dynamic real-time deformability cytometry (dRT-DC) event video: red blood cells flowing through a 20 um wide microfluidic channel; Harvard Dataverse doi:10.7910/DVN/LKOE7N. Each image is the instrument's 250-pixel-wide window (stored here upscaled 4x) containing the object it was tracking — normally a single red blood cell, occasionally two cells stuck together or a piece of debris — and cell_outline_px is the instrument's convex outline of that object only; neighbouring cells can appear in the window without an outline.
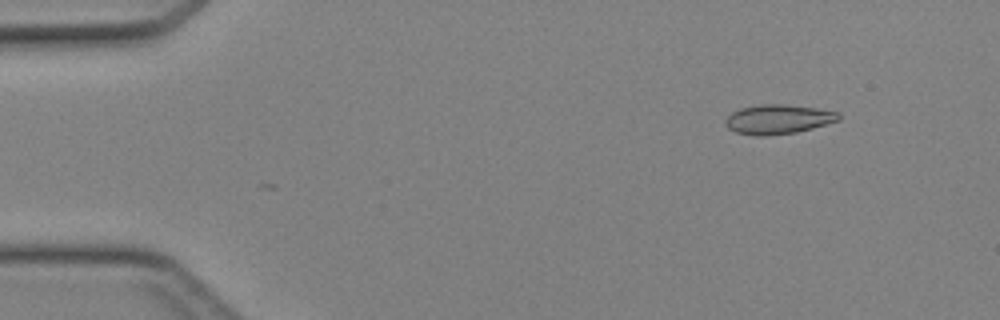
{"species": "Egyptian fruit bat (a non-hibernating species)", "species_latin": "Rousettus aegyptiacus", "temperature_condition": "cold", "stored_images_in_passage": 41, "camera_frame_rate_fps": 3000, "um_per_image_px": 0.085, "animal": {"sex": "female"}, "frame": {"image": 1, "passage_image": 1, "time_ms": 0.0, "image_size_px": [1000, 320], "cell_outline_px": [[840, 120], [812, 128], [796, 132], [768, 136], [756, 136], [736, 132], [728, 128], [724, 124], [724, 120], [732, 112], [740, 108], [760, 104], [784, 104], [816, 108], [840, 112]], "centroid_in_image_um": [66.13, 10.14], "position_along_channel_um": 18.9, "area_um2": 19.54}}
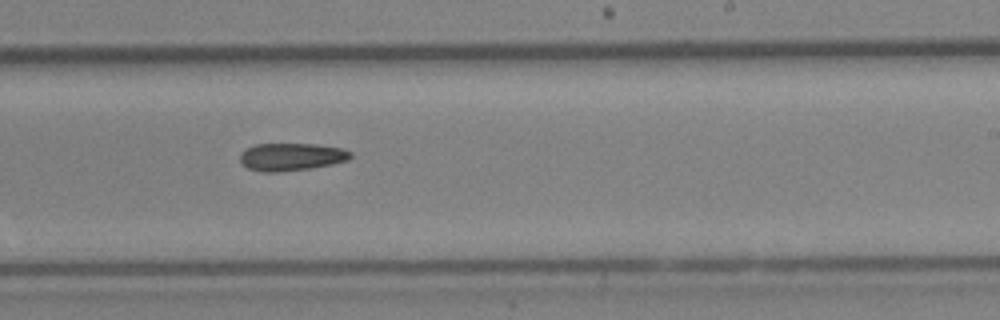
{"frame": {"image": 2, "passage_image": 24, "time_ms": 7.667, "image_size_px": [1000, 320], "cell_outline_px": [[352, 156], [348, 160], [332, 164], [312, 168], [276, 172], [260, 172], [248, 168], [240, 160], [240, 156], [244, 148], [256, 144], [316, 144], [344, 148], [352, 152]], "centroid_in_image_um": [24.78, 13.32], "position_along_channel_um": 264.2, "area_um2": 17.92}}
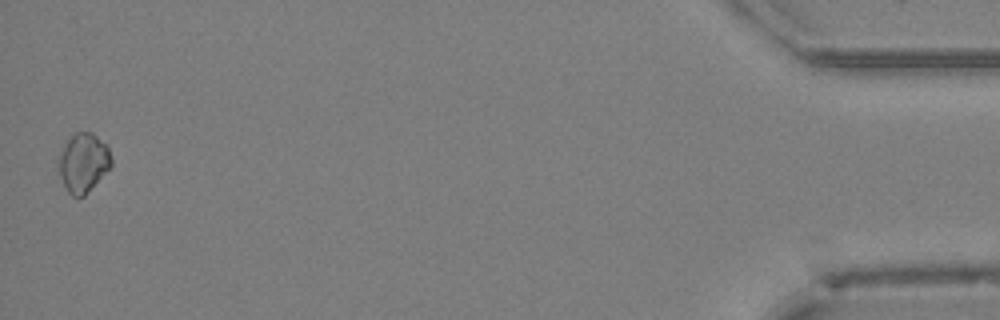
{"frame": {"image": 3, "passage_image": 41, "time_ms": 13.333, "image_size_px": [1000, 320], "cell_outline_px": [[112, 164], [84, 196], [72, 196], [68, 192], [60, 176], [56, 160], [64, 144], [76, 132], [92, 132], [108, 144], [112, 160]], "centroid_in_image_um": [7.07, 13.79], "position_along_channel_um": 428.1, "area_um2": 18.15}}